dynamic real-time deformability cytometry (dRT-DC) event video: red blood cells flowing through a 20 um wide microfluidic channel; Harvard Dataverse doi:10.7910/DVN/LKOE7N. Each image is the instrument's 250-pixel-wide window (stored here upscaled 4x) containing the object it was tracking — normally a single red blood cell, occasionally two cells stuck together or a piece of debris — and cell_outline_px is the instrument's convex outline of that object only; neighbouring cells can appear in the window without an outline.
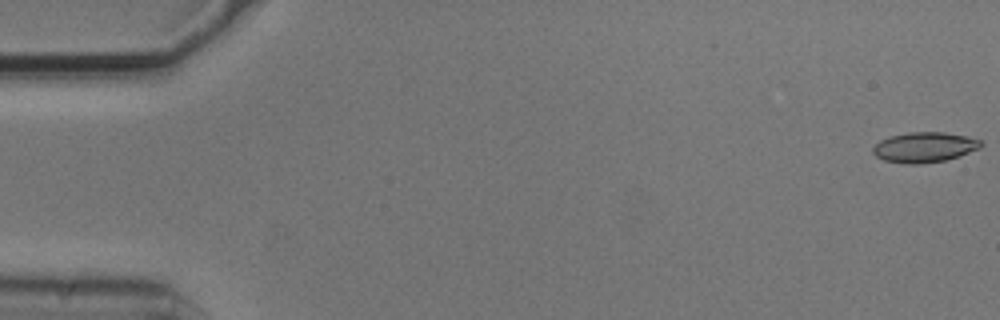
{"species": "common noctule bat (a hibernating species)", "species_latin": "Nyctalus noctula", "temperature_condition": "cold", "stored_images_in_passage": 4, "camera_frame_rate_fps": 3000, "um_per_image_px": 0.085, "animal": {"sex": "male", "body_mass_g": 20.5, "forearm_length_mm": 52.5}, "frame": {"image": 1, "passage_image": 1, "time_ms": 0.0, "image_size_px": [1000, 320], "cell_outline_px": [[984, 144], [980, 148], [960, 156], [944, 160], [916, 164], [908, 164], [884, 160], [876, 156], [872, 152], [872, 148], [880, 140], [892, 136], [908, 132], [944, 132], [968, 136], [980, 140]], "centroid_in_image_um": [78.6, 12.51], "position_along_channel_um": 6.4, "area_um2": 18.96}}